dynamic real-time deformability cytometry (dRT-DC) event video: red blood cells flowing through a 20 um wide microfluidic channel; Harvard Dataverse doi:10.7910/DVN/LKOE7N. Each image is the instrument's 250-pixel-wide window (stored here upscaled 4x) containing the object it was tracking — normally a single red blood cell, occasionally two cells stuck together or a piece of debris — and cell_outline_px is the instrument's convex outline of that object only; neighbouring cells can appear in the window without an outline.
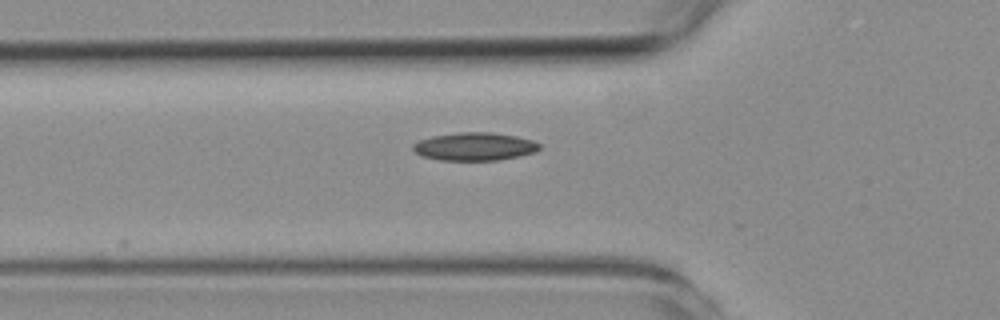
{"species": "common noctule bat (a hibernating species)", "species_latin": "Nyctalus noctula", "temperature_condition": "room temperature", "stored_images_in_passage": 10, "camera_frame_rate_fps": 3000, "um_per_image_px": 0.085, "animal": {"sex": "female", "body_mass_g": 19.3, "forearm_length_mm": 54.1}, "frame": {"image": 1, "passage_image": 6, "time_ms": 1.667, "image_size_px": [1000, 320], "cell_outline_px": [[540, 148], [536, 152], [520, 156], [500, 160], [440, 160], [420, 156], [412, 148], [412, 144], [420, 140], [432, 136], [460, 132], [492, 132], [516, 136], [532, 140], [540, 144]], "centroid_in_image_um": [40.35, 12.46], "position_along_channel_um": 85.5, "area_um2": 20.75}}
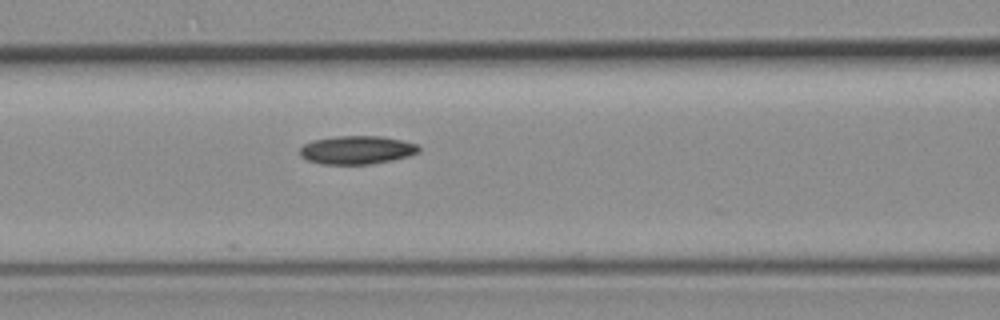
{"frame": {"image": 2, "passage_image": 10, "time_ms": 3.0, "image_size_px": [1000, 320], "cell_outline_px": [[420, 152], [408, 156], [368, 164], [324, 164], [308, 160], [300, 156], [300, 148], [304, 144], [312, 140], [336, 136], [380, 136], [404, 140], [416, 144], [420, 148]], "centroid_in_image_um": [30.32, 12.73], "position_along_channel_um": 136.3, "area_um2": 19.54}}